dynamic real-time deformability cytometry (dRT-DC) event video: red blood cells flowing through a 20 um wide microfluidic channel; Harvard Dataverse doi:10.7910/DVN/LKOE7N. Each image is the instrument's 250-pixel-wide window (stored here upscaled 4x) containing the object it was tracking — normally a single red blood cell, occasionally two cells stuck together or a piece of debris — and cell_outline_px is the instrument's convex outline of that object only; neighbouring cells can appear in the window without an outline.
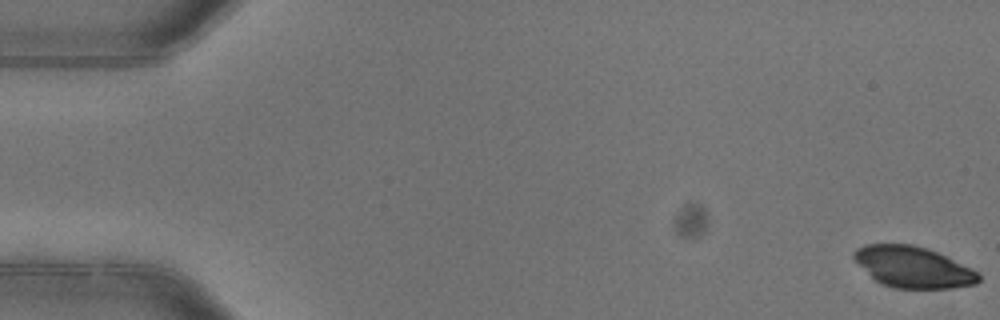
{"species": "common noctule bat (a hibernating species)", "species_latin": "Nyctalus noctula", "temperature_condition": "warm", "stored_images_in_passage": 5, "camera_frame_rate_fps": 3000, "um_per_image_px": 0.085, "animal": {"sex": "female"}, "frame": {"image": 1, "passage_image": 1, "time_ms": 0.0, "image_size_px": [1000, 320], "cell_outline_px": [[980, 280], [976, 284], [952, 288], [892, 288], [880, 284], [852, 256], [852, 252], [856, 248], [864, 244], [912, 244], [936, 252], [972, 268], [980, 272]], "centroid_in_image_um": [77.63, 22.71], "position_along_channel_um": 7.4, "area_um2": 29.71}}